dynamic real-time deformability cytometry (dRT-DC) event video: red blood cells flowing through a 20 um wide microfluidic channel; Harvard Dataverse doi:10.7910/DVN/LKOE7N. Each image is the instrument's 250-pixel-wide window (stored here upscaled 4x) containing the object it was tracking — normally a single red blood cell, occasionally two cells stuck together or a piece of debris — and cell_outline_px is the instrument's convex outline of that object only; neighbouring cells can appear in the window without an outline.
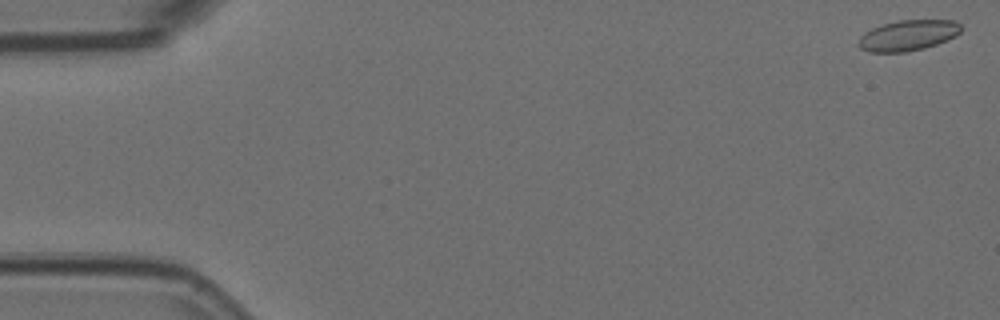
{"species": "Egyptian fruit bat (a non-hibernating species)", "species_latin": "Rousettus aegyptiacus", "temperature_condition": "room temperature", "stored_images_in_passage": 46, "camera_frame_rate_fps": 3000, "um_per_image_px": 0.085, "animal": {"sex": "female"}, "frame": {"image": 1, "passage_image": 1, "time_ms": 0.0, "image_size_px": [1000, 320], "cell_outline_px": [[960, 32], [956, 36], [936, 44], [924, 48], [904, 52], [868, 52], [860, 48], [856, 44], [860, 36], [864, 32], [872, 28], [884, 24], [900, 20], [952, 20], [960, 24]], "centroid_in_image_um": [77.14, 3.01], "position_along_channel_um": 7.9, "area_um2": 18.26}}
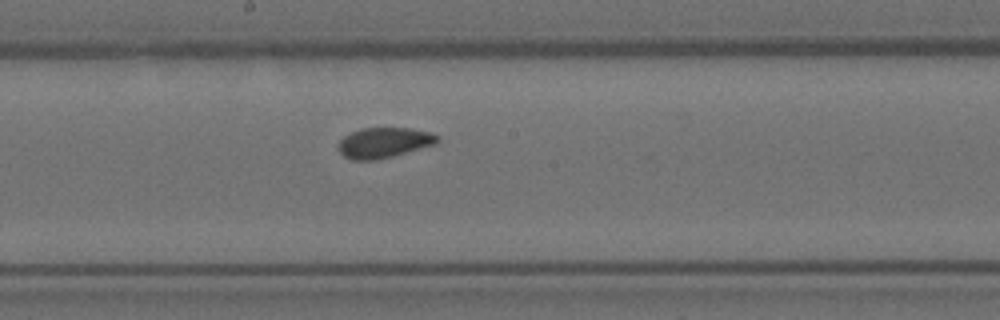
{"frame": {"image": 2, "passage_image": 29, "time_ms": 9.333, "image_size_px": [1000, 320], "cell_outline_px": [[440, 140], [436, 144], [392, 156], [376, 160], [352, 160], [344, 156], [340, 152], [340, 140], [344, 136], [360, 128], [408, 128], [432, 132], [440, 136]], "centroid_in_image_um": [32.68, 12.12], "position_along_channel_um": 215.5, "area_um2": 17.46}}
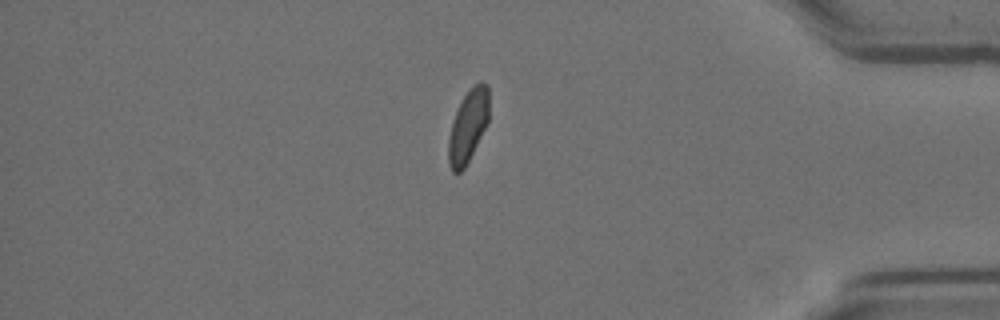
{"frame": {"image": 3, "passage_image": 46, "time_ms": 15.0, "image_size_px": [1000, 320], "cell_outline_px": [[488, 120], [464, 168], [460, 172], [452, 172], [448, 164], [448, 140], [452, 124], [460, 100], [468, 88], [472, 84], [480, 80], [488, 84]], "centroid_in_image_um": [39.77, 10.64], "position_along_channel_um": 395.4, "area_um2": 16.99}, "authors_computed_cell_mechanics": {"area_um2": 17.9469, "velocity_mm_per_s": 3.743, "shape_relaxation_time_tau1_ms": 5.2602, "shape_relaxation_time_tau2_ms": 1.9934, "deformation_change_tau1": 0.0825, "deformation_change_tau2": 0.0375}}